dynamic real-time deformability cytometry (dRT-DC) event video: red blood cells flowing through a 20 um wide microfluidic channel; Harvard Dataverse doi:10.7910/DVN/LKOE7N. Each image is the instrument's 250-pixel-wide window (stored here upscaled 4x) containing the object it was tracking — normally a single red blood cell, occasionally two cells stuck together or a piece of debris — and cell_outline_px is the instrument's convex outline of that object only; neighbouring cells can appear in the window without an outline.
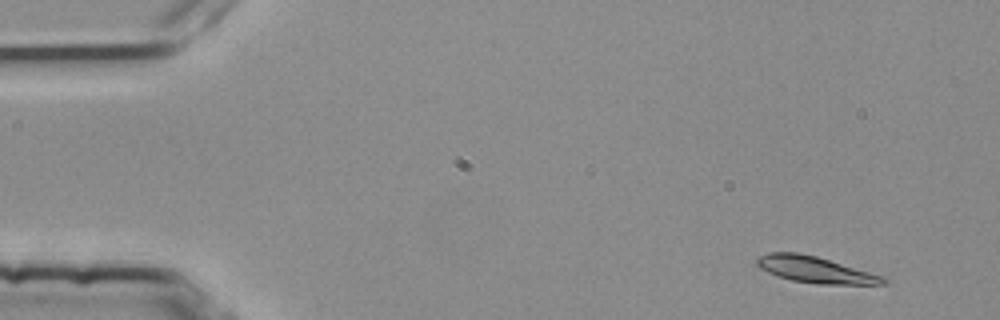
{"species": "common noctule bat (a hibernating species)", "species_latin": "Nyctalus noctula", "temperature_condition": "room temperature", "stored_images_in_passage": 6, "camera_frame_rate_fps": 3000, "um_per_image_px": 0.085, "animal": {"sex": "female", "body_mass_g": 25.1}, "frame": {"image": 1, "passage_image": 1, "time_ms": 0.0, "image_size_px": [1000, 320], "cell_outline_px": [[888, 284], [820, 284], [792, 280], [768, 272], [760, 268], [756, 264], [756, 260], [760, 256], [768, 252], [800, 252], [816, 256], [884, 276], [888, 280]], "centroid_in_image_um": [69.31, 22.91], "position_along_channel_um": 15.7, "area_um2": 19.25}}
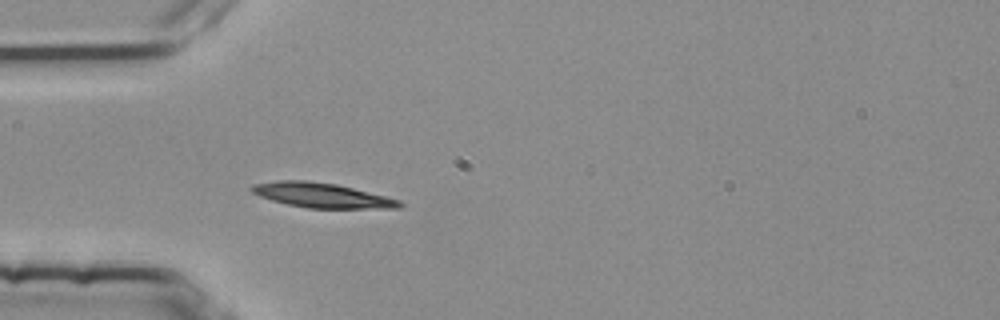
{"frame": {"image": 2, "passage_image": 4, "time_ms": 1.0, "image_size_px": [1000, 320], "cell_outline_px": [[404, 204], [400, 208], [308, 208], [288, 204], [272, 200], [260, 196], [252, 192], [248, 188], [252, 184], [276, 180], [308, 180], [336, 184], [400, 200]], "centroid_in_image_um": [27.31, 16.59], "position_along_channel_um": 57.7, "area_um2": 21.21}}